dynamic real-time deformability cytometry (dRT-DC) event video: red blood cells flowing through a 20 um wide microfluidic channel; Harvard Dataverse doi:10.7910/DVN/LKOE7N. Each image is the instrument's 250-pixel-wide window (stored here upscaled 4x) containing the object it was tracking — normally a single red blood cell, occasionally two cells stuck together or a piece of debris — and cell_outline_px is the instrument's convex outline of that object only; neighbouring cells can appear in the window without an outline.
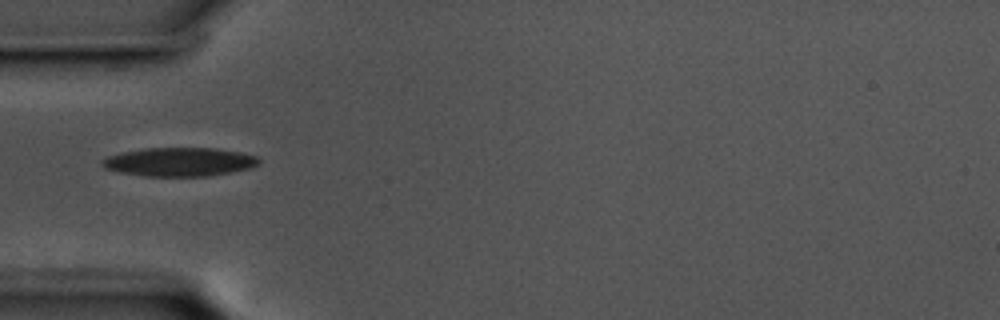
{"species": "common noctule bat (a hibernating species)", "species_latin": "Nyctalus noctula", "temperature_condition": "cold", "stored_images_in_passage": 34, "camera_frame_rate_fps": 3000, "um_per_image_px": 0.085, "animal": {"sex": "male", "body_mass_g": 17.5, "forearm_length_mm": 52.3}, "frame": {"image": 1, "passage_image": 1, "time_ms": 0.0, "image_size_px": [1000, 320], "cell_outline_px": [[260, 160], [252, 168], [208, 176], [144, 176], [120, 172], [104, 168], [100, 164], [100, 160], [108, 156], [124, 152], [144, 148], [216, 148], [240, 152], [256, 156]], "centroid_in_image_um": [15.23, 13.76], "position_along_channel_um": 69.8, "area_um2": 26.18}}
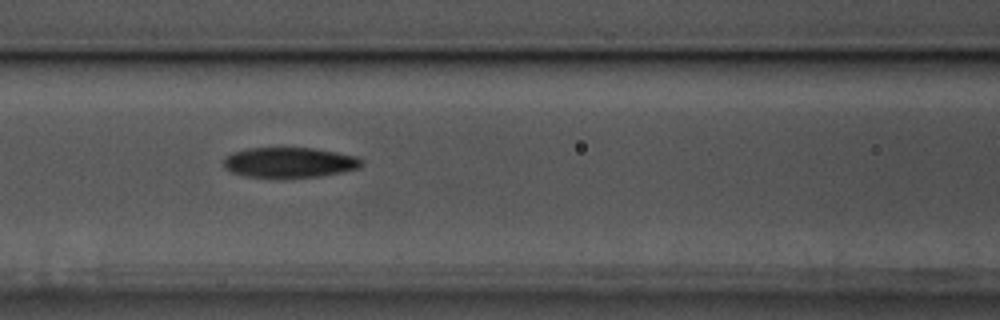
{"frame": {"image": 2, "passage_image": 7, "time_ms": 2.0, "image_size_px": [1000, 320], "cell_outline_px": [[364, 164], [360, 168], [320, 176], [284, 180], [244, 176], [232, 172], [224, 168], [224, 160], [232, 152], [244, 148], [312, 148], [336, 152], [356, 156], [364, 160]], "centroid_in_image_um": [24.6, 13.84], "position_along_channel_um": 142.0, "area_um2": 25.03}}
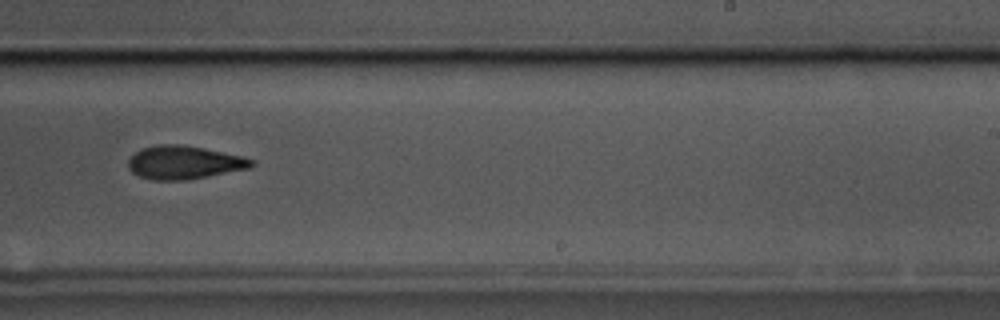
{"frame": {"image": 3, "passage_image": 18, "time_ms": 5.667, "image_size_px": [1000, 320], "cell_outline_px": [[256, 164], [248, 168], [184, 180], [152, 180], [140, 176], [132, 172], [128, 168], [128, 160], [140, 148], [160, 144], [180, 144], [204, 148], [244, 156], [252, 160]], "centroid_in_image_um": [15.62, 13.79], "position_along_channel_um": 273.4, "area_um2": 23.76}, "authors_computed_cell_mechanics": {"area_um2": 23.8136, "velocity_mm_per_s": 3.5955, "shape_relaxation_time_tau1_ms": 2.9992, "shape_relaxation_time_tau2_ms": 5.0621, "deformation_change_tau1": 0.127, "deformation_change_tau2": 0.1314}}